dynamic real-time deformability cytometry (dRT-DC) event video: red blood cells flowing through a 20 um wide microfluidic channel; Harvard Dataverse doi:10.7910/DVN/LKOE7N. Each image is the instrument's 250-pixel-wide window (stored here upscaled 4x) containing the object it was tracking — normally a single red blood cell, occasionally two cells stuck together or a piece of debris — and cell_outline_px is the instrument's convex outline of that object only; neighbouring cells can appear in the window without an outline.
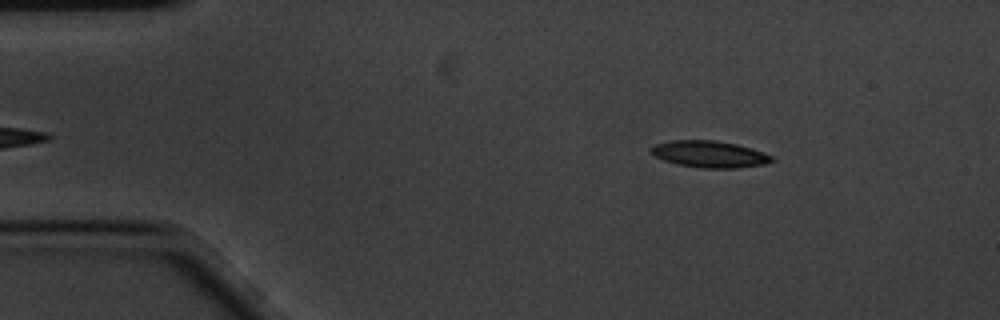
{"species": "common noctule bat (a hibernating species)", "species_latin": "Nyctalus noctula", "temperature_condition": "cold", "stored_images_in_passage": 3, "camera_frame_rate_fps": 3000, "um_per_image_px": 0.085, "animal": {"sex": "male", "body_mass_g": 20.1, "forearm_length_mm": 53.5}, "frame": {"image": 1, "passage_image": 1, "time_ms": 0.0, "image_size_px": [1000, 320], "cell_outline_px": [[776, 160], [764, 164], [736, 168], [704, 168], [676, 164], [664, 160], [648, 152], [648, 148], [656, 144], [672, 140], [716, 140], [736, 144], [772, 156]], "centroid_in_image_um": [60.25, 13.1], "position_along_channel_um": 24.7, "area_um2": 18.67}}